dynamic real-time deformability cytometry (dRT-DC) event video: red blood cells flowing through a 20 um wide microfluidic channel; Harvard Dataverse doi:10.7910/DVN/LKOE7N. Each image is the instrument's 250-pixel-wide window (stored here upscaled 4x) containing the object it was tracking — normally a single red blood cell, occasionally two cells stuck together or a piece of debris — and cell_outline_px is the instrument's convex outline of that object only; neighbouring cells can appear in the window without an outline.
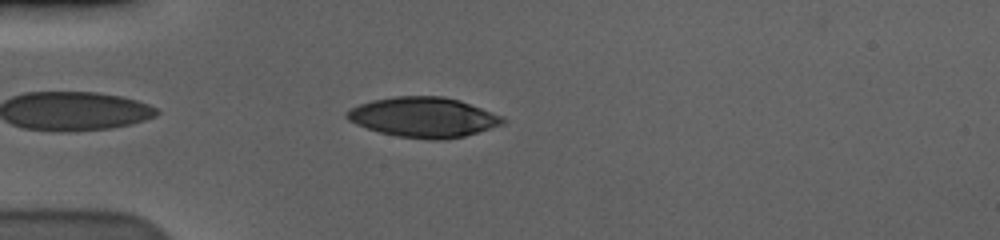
{"species": "human", "species_latin": "Homo sapiens", "temperature_condition": "cold", "stored_images_in_passage": 41, "camera_frame_rate_fps": 3000, "um_per_image_px": 0.085, "donor": {"sex": "male"}, "frame": {"image": 1, "passage_image": 3, "time_ms": 0.667, "image_size_px": [1000, 240], "cell_outline_px": [[508, 120], [504, 124], [464, 136], [444, 140], [428, 140], [396, 136], [380, 132], [356, 124], [348, 120], [344, 116], [344, 112], [360, 104], [372, 100], [396, 96], [444, 96], [460, 100], [504, 116]], "centroid_in_image_um": [36.02, 9.97], "position_along_channel_um": 49.0, "area_um2": 36.59}}
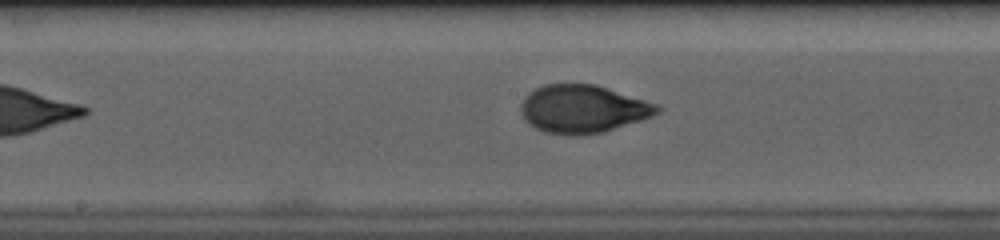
{"frame": {"image": 2, "passage_image": 17, "time_ms": 5.333, "image_size_px": [1000, 240], "cell_outline_px": [[660, 112], [640, 120], [604, 132], [576, 136], [572, 136], [544, 132], [528, 124], [524, 120], [520, 112], [520, 104], [524, 96], [536, 88], [544, 84], [596, 84], [656, 104], [660, 108]], "centroid_in_image_um": [49.48, 9.27], "position_along_channel_um": 198.7, "area_um2": 38.15}}
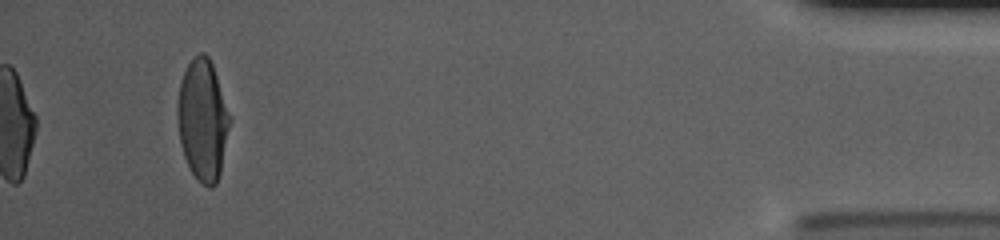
{"frame": {"image": 3, "passage_image": 41, "time_ms": 13.333, "image_size_px": [1000, 240], "cell_outline_px": [[232, 116], [220, 172], [216, 184], [212, 188], [208, 188], [192, 172], [184, 156], [180, 144], [176, 116], [180, 84], [184, 72], [192, 56], [200, 52], [204, 52], [208, 56], [212, 64]], "centroid_in_image_um": [17.24, 10.16], "position_along_channel_um": 418.0, "area_um2": 37.05}, "authors_computed_cell_mechanics": {"area_um2": 37.1654, "velocity_mm_per_s": 3.5842, "shape_relaxation_time_tau1_ms": 3.6883, "shape_relaxation_time_tau2_ms": 0.9114, "deformation_change_tau1": 0.198, "deformation_change_tau2": 0.0484}}